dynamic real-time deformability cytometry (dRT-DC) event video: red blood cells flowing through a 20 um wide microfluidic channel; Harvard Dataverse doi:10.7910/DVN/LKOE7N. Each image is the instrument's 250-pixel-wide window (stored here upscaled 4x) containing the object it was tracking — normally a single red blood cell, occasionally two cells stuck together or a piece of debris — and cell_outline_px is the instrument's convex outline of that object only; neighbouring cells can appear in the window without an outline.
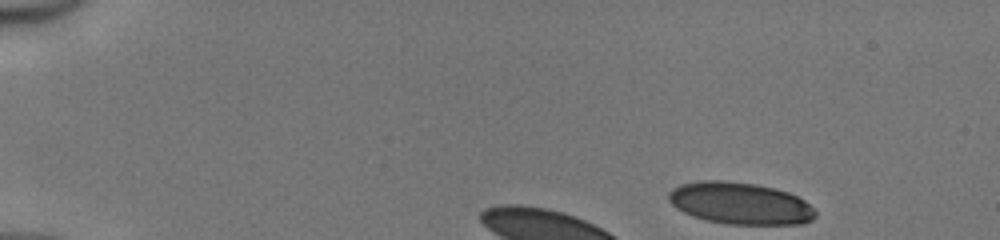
{"species": "human", "species_latin": "Homo sapiens", "temperature_condition": "cold", "stored_images_in_passage": 6, "camera_frame_rate_fps": 3000, "um_per_image_px": 0.085, "donor": {"sex": "male"}, "frame": {"image": 1, "passage_image": 1, "time_ms": 0.0, "image_size_px": [1000, 240], "cell_outline_px": [[816, 216], [812, 220], [804, 224], [728, 224], [704, 220], [692, 216], [676, 208], [668, 200], [668, 192], [672, 188], [680, 184], [700, 180], [724, 180], [756, 184], [776, 188], [788, 192], [804, 200], [816, 212]], "centroid_in_image_um": [62.89, 17.28], "position_along_channel_um": 22.1, "area_um2": 36.13}}